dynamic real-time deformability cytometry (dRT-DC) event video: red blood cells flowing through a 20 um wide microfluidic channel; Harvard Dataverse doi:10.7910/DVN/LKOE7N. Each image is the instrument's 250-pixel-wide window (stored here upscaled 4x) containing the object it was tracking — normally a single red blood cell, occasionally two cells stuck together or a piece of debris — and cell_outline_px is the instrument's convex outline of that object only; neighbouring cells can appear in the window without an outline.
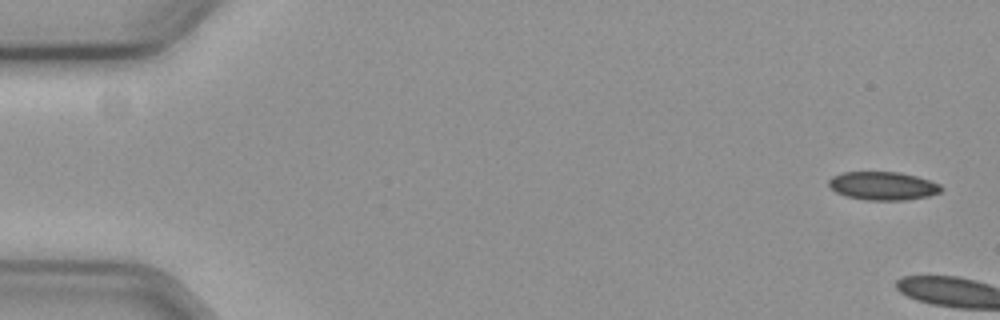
{"species": "common noctule bat (a hibernating species)", "species_latin": "Nyctalus noctula", "temperature_condition": "cold", "stored_images_in_passage": 9, "camera_frame_rate_fps": 3000, "um_per_image_px": 0.085, "animal": {"sex": "female", "body_mass_g": 19.3, "forearm_length_mm": 54.1}, "frame": {"image": 1, "passage_image": 1, "time_ms": 0.0, "image_size_px": [1000, 320], "cell_outline_px": [[944, 188], [940, 192], [928, 196], [908, 200], [864, 200], [848, 196], [836, 192], [828, 184], [828, 180], [832, 176], [840, 172], [900, 172], [916, 176], [940, 184]], "centroid_in_image_um": [75.05, 15.79], "position_along_channel_um": 10.0, "area_um2": 18.61}}